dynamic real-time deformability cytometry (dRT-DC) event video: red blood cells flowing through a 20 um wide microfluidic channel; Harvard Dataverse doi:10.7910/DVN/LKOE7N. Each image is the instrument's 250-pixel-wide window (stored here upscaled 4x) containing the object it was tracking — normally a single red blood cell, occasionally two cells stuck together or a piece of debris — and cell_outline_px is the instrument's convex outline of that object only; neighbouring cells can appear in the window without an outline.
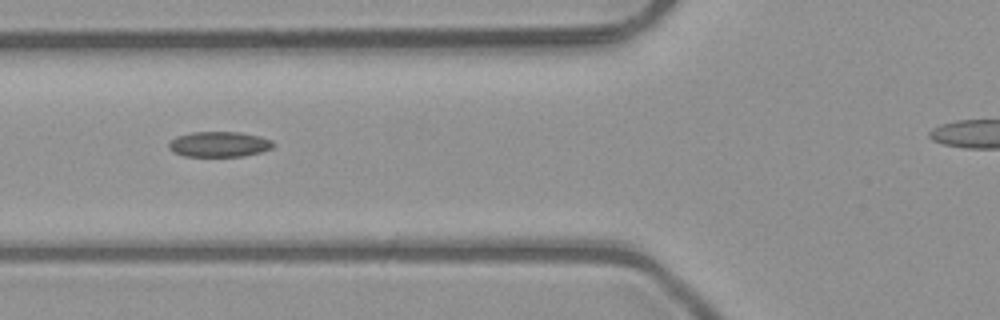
{"species": "common noctule bat (a hibernating species)", "species_latin": "Nyctalus noctula", "temperature_condition": "room temperature", "stored_images_in_passage": 3, "camera_frame_rate_fps": 3000, "um_per_image_px": 0.085, "animal": {"sex": "male", "body_mass_g": 23.1, "forearm_length_mm": 52.7}, "frame": {"image": 1, "passage_image": 3, "time_ms": 0.667, "image_size_px": [1000, 320], "cell_outline_px": [[276, 144], [272, 148], [260, 152], [244, 156], [184, 156], [172, 152], [168, 148], [168, 144], [176, 136], [192, 132], [240, 132], [260, 136], [272, 140]], "centroid_in_image_um": [18.63, 12.26], "position_along_channel_um": 107.2, "area_um2": 15.55}}